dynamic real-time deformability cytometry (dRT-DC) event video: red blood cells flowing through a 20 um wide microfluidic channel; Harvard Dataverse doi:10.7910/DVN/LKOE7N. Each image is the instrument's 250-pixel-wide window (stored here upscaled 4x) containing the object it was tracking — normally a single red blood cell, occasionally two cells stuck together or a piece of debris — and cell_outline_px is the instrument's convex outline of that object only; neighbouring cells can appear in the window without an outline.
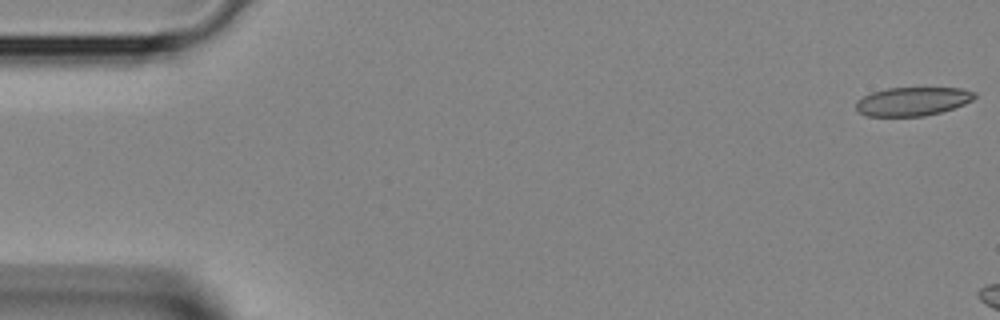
{"species": "Egyptian fruit bat (a non-hibernating species)", "species_latin": "Rousettus aegyptiacus", "temperature_condition": "room temperature", "stored_images_in_passage": 3, "camera_frame_rate_fps": 3000, "um_per_image_px": 0.085, "animal": {"sex": "female"}, "frame": {"image": 1, "passage_image": 1, "time_ms": 0.0, "image_size_px": [1000, 320], "cell_outline_px": [[976, 96], [972, 100], [964, 104], [940, 112], [924, 116], [868, 116], [856, 112], [856, 100], [872, 92], [888, 88], [960, 88], [976, 92]], "centroid_in_image_um": [77.54, 8.62], "position_along_channel_um": 7.5, "area_um2": 19.77}}